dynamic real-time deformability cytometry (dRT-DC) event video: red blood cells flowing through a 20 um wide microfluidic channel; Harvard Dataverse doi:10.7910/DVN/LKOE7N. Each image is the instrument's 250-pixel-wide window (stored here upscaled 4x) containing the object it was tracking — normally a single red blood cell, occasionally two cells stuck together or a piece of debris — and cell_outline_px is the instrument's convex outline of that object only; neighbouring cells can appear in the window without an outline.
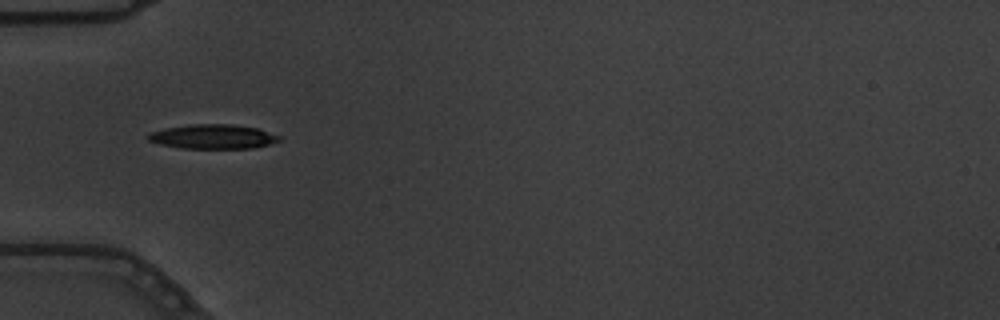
{"species": "common noctule bat (a hibernating species)", "species_latin": "Nyctalus noctula", "temperature_condition": "warm", "stored_images_in_passage": 8, "camera_frame_rate_fps": 3000, "um_per_image_px": 0.085, "animal": {"sex": "male", "body_mass_g": 19.5, "forearm_length_mm": 54.6}, "frame": {"image": 1, "passage_image": 4, "time_ms": 1.0, "image_size_px": [1000, 320], "cell_outline_px": [[280, 140], [268, 144], [252, 148], [180, 148], [160, 144], [148, 140], [148, 132], [164, 128], [192, 124], [232, 124], [256, 128], [280, 136]], "centroid_in_image_um": [18.05, 11.61], "position_along_channel_um": 66.9, "area_um2": 18.5}}